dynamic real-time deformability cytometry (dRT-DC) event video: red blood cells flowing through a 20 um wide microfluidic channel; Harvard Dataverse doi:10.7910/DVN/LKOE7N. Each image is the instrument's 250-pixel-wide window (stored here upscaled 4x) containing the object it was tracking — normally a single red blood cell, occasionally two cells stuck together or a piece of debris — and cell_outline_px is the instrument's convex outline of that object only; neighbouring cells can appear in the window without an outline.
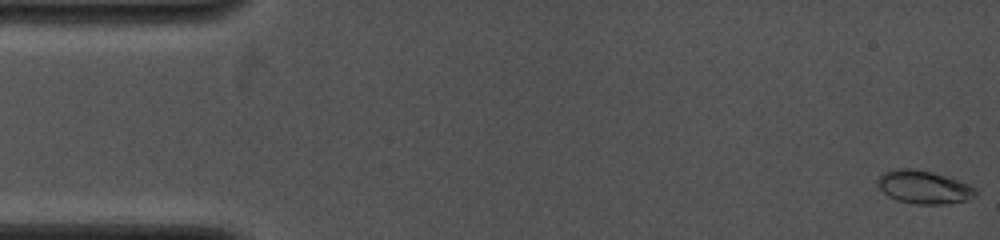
{"species": "common noctule bat (a hibernating species)", "species_latin": "Nyctalus noctula", "temperature_condition": "cold", "stored_images_in_passage": 21, "camera_frame_rate_fps": 4000, "um_per_image_px": 0.085, "animal": {"sex": "female", "body_mass_g": 19.0, "forearm_length_mm": 53.3}, "frame": {"image": 1, "passage_image": 1, "time_ms": 0.0, "image_size_px": [1000, 240], "cell_outline_px": [[980, 192], [976, 196], [968, 200], [944, 204], [916, 204], [896, 200], [888, 196], [876, 184], [876, 180], [884, 172], [900, 168], [908, 168], [932, 172], [968, 184], [976, 188]], "centroid_in_image_um": [78.54, 15.92], "position_along_channel_um": 6.5, "area_um2": 18.9}}
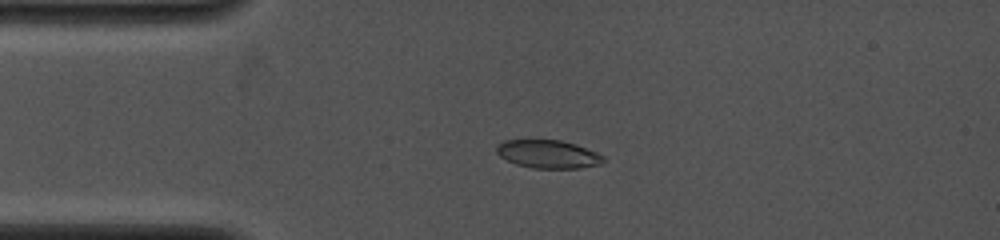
{"frame": {"image": 2, "passage_image": 12, "time_ms": 3.25, "image_size_px": [1000, 240], "cell_outline_px": [[608, 160], [600, 164], [580, 168], [532, 168], [516, 164], [500, 156], [496, 152], [496, 144], [504, 140], [560, 140], [576, 144], [596, 152], [604, 156]], "centroid_in_image_um": [46.6, 13.1], "position_along_channel_um": 38.4, "area_um2": 17.63}}
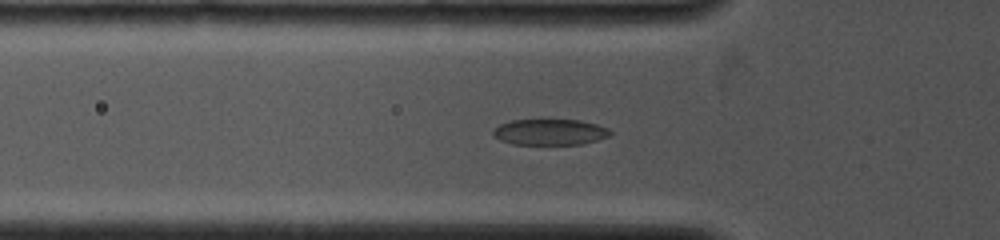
{"frame": {"image": 3, "passage_image": 19, "time_ms": 4.75, "image_size_px": [1000, 240], "cell_outline_px": [[612, 132], [608, 136], [584, 144], [512, 144], [500, 140], [492, 132], [500, 124], [512, 120], [580, 120], [596, 124], [608, 128]], "centroid_in_image_um": [46.76, 11.22], "position_along_channel_um": 79.0, "area_um2": 17.51}}